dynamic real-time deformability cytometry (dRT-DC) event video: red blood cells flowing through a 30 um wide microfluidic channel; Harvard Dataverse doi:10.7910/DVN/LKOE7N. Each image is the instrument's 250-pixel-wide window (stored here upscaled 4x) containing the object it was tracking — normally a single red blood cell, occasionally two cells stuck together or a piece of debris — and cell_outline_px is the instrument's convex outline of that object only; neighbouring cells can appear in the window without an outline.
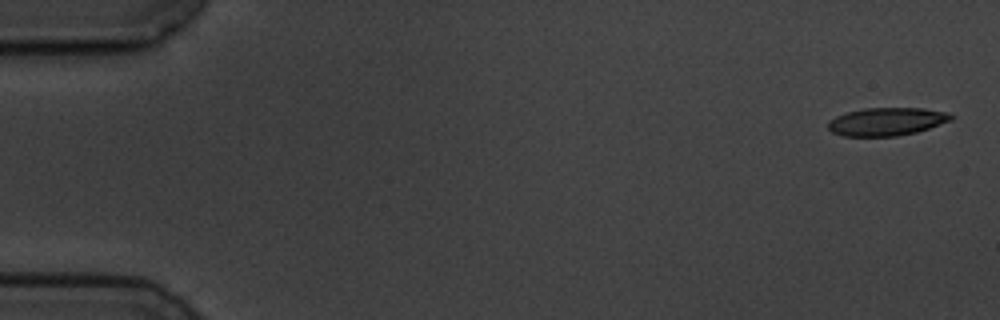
{"species": "common noctule bat (a hibernating species)", "species_latin": "Nyctalus noctula", "temperature_condition": "cold", "stored_images_in_passage": 6, "camera_frame_rate_fps": 3000, "um_per_image_px": 0.085, "animal": {"sex": "male", "body_mass_g": 19.5, "forearm_length_mm": 54.6}, "frame": {"image": 1, "passage_image": 1, "time_ms": 0.0, "image_size_px": [1000, 320], "cell_outline_px": [[956, 116], [952, 120], [916, 132], [896, 136], [844, 136], [832, 132], [828, 128], [828, 120], [836, 116], [848, 112], [864, 108], [924, 108], [948, 112]], "centroid_in_image_um": [75.39, 10.33], "position_along_channel_um": 9.6, "area_um2": 20.11}}
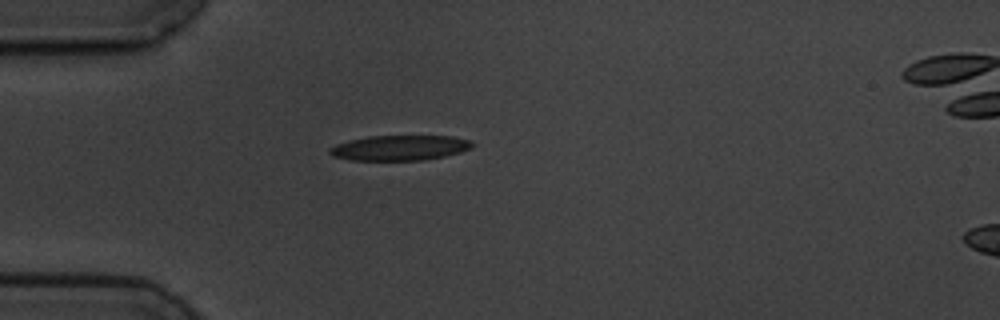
{"frame": {"image": 2, "passage_image": 5, "time_ms": 4.667, "image_size_px": [1000, 320], "cell_outline_px": [[476, 144], [472, 148], [460, 152], [444, 156], [424, 160], [352, 160], [332, 156], [328, 152], [328, 148], [336, 144], [348, 140], [368, 136], [452, 136], [472, 140]], "centroid_in_image_um": [33.99, 12.56], "position_along_channel_um": 51.0, "area_um2": 21.1}}